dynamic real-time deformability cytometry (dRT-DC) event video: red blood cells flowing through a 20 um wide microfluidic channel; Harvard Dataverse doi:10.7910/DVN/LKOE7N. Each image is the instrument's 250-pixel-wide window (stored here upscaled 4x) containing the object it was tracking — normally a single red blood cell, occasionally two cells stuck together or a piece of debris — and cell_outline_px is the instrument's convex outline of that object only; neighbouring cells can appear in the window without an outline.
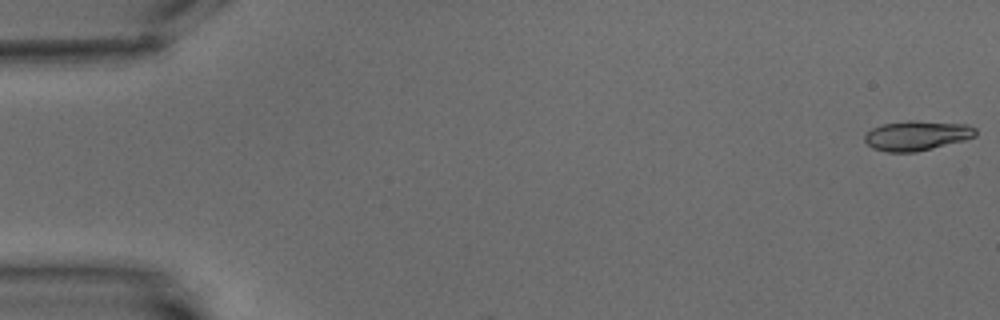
{"species": "common noctule bat (a hibernating species)", "species_latin": "Nyctalus noctula", "temperature_condition": "warm", "stored_images_in_passage": 3, "camera_frame_rate_fps": 3000, "um_per_image_px": 0.085, "animal": {"sex": "male", "body_mass_g": 15.6}, "frame": {"image": 1, "passage_image": 1, "time_ms": 0.0, "image_size_px": [1000, 320], "cell_outline_px": [[976, 136], [964, 140], [916, 152], [888, 152], [872, 148], [864, 140], [864, 136], [872, 128], [884, 124], [908, 120], [912, 120], [968, 124], [976, 128]], "centroid_in_image_um": [77.94, 11.52], "position_along_channel_um": 7.1, "area_um2": 19.19}}